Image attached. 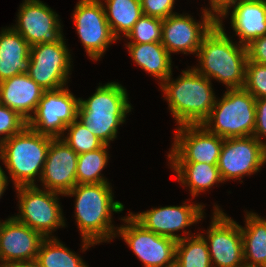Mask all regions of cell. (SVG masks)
Returning <instances> with one entry per match:
<instances>
[{"mask_svg": "<svg viewBox=\"0 0 266 267\" xmlns=\"http://www.w3.org/2000/svg\"><path fill=\"white\" fill-rule=\"evenodd\" d=\"M64 196L75 197L74 217L82 252L116 238L118 225L113 223L112 215L122 213L125 207L114 200L111 183L77 184Z\"/></svg>", "mask_w": 266, "mask_h": 267, "instance_id": "1", "label": "cell"}, {"mask_svg": "<svg viewBox=\"0 0 266 267\" xmlns=\"http://www.w3.org/2000/svg\"><path fill=\"white\" fill-rule=\"evenodd\" d=\"M223 23L217 22L203 38L195 55L198 64L192 67L209 80L222 83L226 89L243 88L248 61L247 48L226 34Z\"/></svg>", "mask_w": 266, "mask_h": 267, "instance_id": "2", "label": "cell"}, {"mask_svg": "<svg viewBox=\"0 0 266 267\" xmlns=\"http://www.w3.org/2000/svg\"><path fill=\"white\" fill-rule=\"evenodd\" d=\"M187 66L177 79L172 74L159 86L176 127L200 125L210 115L216 101L212 82Z\"/></svg>", "mask_w": 266, "mask_h": 267, "instance_id": "3", "label": "cell"}, {"mask_svg": "<svg viewBox=\"0 0 266 267\" xmlns=\"http://www.w3.org/2000/svg\"><path fill=\"white\" fill-rule=\"evenodd\" d=\"M128 97L126 88L119 82L99 83L89 98H79L77 120L101 142L110 145L133 109Z\"/></svg>", "mask_w": 266, "mask_h": 267, "instance_id": "4", "label": "cell"}, {"mask_svg": "<svg viewBox=\"0 0 266 267\" xmlns=\"http://www.w3.org/2000/svg\"><path fill=\"white\" fill-rule=\"evenodd\" d=\"M53 139L26 126L20 133L0 144V161L5 166L10 176L6 177L9 182H13L14 188L37 185Z\"/></svg>", "mask_w": 266, "mask_h": 267, "instance_id": "5", "label": "cell"}, {"mask_svg": "<svg viewBox=\"0 0 266 267\" xmlns=\"http://www.w3.org/2000/svg\"><path fill=\"white\" fill-rule=\"evenodd\" d=\"M256 98L244 88L226 89L202 125L221 138L253 136Z\"/></svg>", "mask_w": 266, "mask_h": 267, "instance_id": "6", "label": "cell"}, {"mask_svg": "<svg viewBox=\"0 0 266 267\" xmlns=\"http://www.w3.org/2000/svg\"><path fill=\"white\" fill-rule=\"evenodd\" d=\"M38 185L14 188L19 200V212L14 217L45 238L56 237L53 235L54 231L67 226L60 203V196L64 195L40 188Z\"/></svg>", "mask_w": 266, "mask_h": 267, "instance_id": "7", "label": "cell"}, {"mask_svg": "<svg viewBox=\"0 0 266 267\" xmlns=\"http://www.w3.org/2000/svg\"><path fill=\"white\" fill-rule=\"evenodd\" d=\"M116 237H121L144 267H174L177 241L145 229L130 213L121 217ZM124 222V223H123Z\"/></svg>", "mask_w": 266, "mask_h": 267, "instance_id": "8", "label": "cell"}, {"mask_svg": "<svg viewBox=\"0 0 266 267\" xmlns=\"http://www.w3.org/2000/svg\"><path fill=\"white\" fill-rule=\"evenodd\" d=\"M64 38L58 42L38 43L30 47L28 75L45 91L64 88L70 81L73 59Z\"/></svg>", "mask_w": 266, "mask_h": 267, "instance_id": "9", "label": "cell"}, {"mask_svg": "<svg viewBox=\"0 0 266 267\" xmlns=\"http://www.w3.org/2000/svg\"><path fill=\"white\" fill-rule=\"evenodd\" d=\"M186 200L188 203L183 201L179 206H159L136 214L130 211L129 213L145 229L178 241L198 233H191V230L187 231L186 228L188 229L191 225L194 226L206 217L205 204L190 202L192 199ZM181 230L184 236L178 234Z\"/></svg>", "mask_w": 266, "mask_h": 267, "instance_id": "10", "label": "cell"}, {"mask_svg": "<svg viewBox=\"0 0 266 267\" xmlns=\"http://www.w3.org/2000/svg\"><path fill=\"white\" fill-rule=\"evenodd\" d=\"M223 211L215 203L209 228L199 233L208 244L213 267H241L244 258L240 224Z\"/></svg>", "mask_w": 266, "mask_h": 267, "instance_id": "11", "label": "cell"}, {"mask_svg": "<svg viewBox=\"0 0 266 267\" xmlns=\"http://www.w3.org/2000/svg\"><path fill=\"white\" fill-rule=\"evenodd\" d=\"M201 19L197 21L188 13H175L163 19L161 44L167 52L197 55L203 38L217 24V16L201 8Z\"/></svg>", "mask_w": 266, "mask_h": 267, "instance_id": "12", "label": "cell"}, {"mask_svg": "<svg viewBox=\"0 0 266 267\" xmlns=\"http://www.w3.org/2000/svg\"><path fill=\"white\" fill-rule=\"evenodd\" d=\"M86 55L100 61L117 39L113 36L100 0H79L71 17Z\"/></svg>", "mask_w": 266, "mask_h": 267, "instance_id": "13", "label": "cell"}, {"mask_svg": "<svg viewBox=\"0 0 266 267\" xmlns=\"http://www.w3.org/2000/svg\"><path fill=\"white\" fill-rule=\"evenodd\" d=\"M79 97L69 87L45 91L27 126L52 138H61L66 127L77 119Z\"/></svg>", "mask_w": 266, "mask_h": 267, "instance_id": "14", "label": "cell"}, {"mask_svg": "<svg viewBox=\"0 0 266 267\" xmlns=\"http://www.w3.org/2000/svg\"><path fill=\"white\" fill-rule=\"evenodd\" d=\"M266 164V148L254 137L225 138L217 167L223 184L255 175Z\"/></svg>", "mask_w": 266, "mask_h": 267, "instance_id": "15", "label": "cell"}, {"mask_svg": "<svg viewBox=\"0 0 266 267\" xmlns=\"http://www.w3.org/2000/svg\"><path fill=\"white\" fill-rule=\"evenodd\" d=\"M168 162H197L217 165L224 138L209 132L202 124L176 127Z\"/></svg>", "mask_w": 266, "mask_h": 267, "instance_id": "16", "label": "cell"}, {"mask_svg": "<svg viewBox=\"0 0 266 267\" xmlns=\"http://www.w3.org/2000/svg\"><path fill=\"white\" fill-rule=\"evenodd\" d=\"M16 24L11 25L30 46L54 43L63 37L60 16L41 0H23L19 5Z\"/></svg>", "mask_w": 266, "mask_h": 267, "instance_id": "17", "label": "cell"}, {"mask_svg": "<svg viewBox=\"0 0 266 267\" xmlns=\"http://www.w3.org/2000/svg\"><path fill=\"white\" fill-rule=\"evenodd\" d=\"M78 154L60 138L51 141L38 187L65 195L77 185Z\"/></svg>", "mask_w": 266, "mask_h": 267, "instance_id": "18", "label": "cell"}, {"mask_svg": "<svg viewBox=\"0 0 266 267\" xmlns=\"http://www.w3.org/2000/svg\"><path fill=\"white\" fill-rule=\"evenodd\" d=\"M44 239L38 231L19 222L14 216L0 220V262L35 263Z\"/></svg>", "mask_w": 266, "mask_h": 267, "instance_id": "19", "label": "cell"}, {"mask_svg": "<svg viewBox=\"0 0 266 267\" xmlns=\"http://www.w3.org/2000/svg\"><path fill=\"white\" fill-rule=\"evenodd\" d=\"M229 16L240 45L247 46L266 35V0H235L217 15V22Z\"/></svg>", "mask_w": 266, "mask_h": 267, "instance_id": "20", "label": "cell"}, {"mask_svg": "<svg viewBox=\"0 0 266 267\" xmlns=\"http://www.w3.org/2000/svg\"><path fill=\"white\" fill-rule=\"evenodd\" d=\"M44 92L28 74H20L0 82V103L16 111L28 122Z\"/></svg>", "mask_w": 266, "mask_h": 267, "instance_id": "21", "label": "cell"}, {"mask_svg": "<svg viewBox=\"0 0 266 267\" xmlns=\"http://www.w3.org/2000/svg\"><path fill=\"white\" fill-rule=\"evenodd\" d=\"M30 45L12 27L0 31V82L20 74H28L31 58Z\"/></svg>", "mask_w": 266, "mask_h": 267, "instance_id": "22", "label": "cell"}, {"mask_svg": "<svg viewBox=\"0 0 266 267\" xmlns=\"http://www.w3.org/2000/svg\"><path fill=\"white\" fill-rule=\"evenodd\" d=\"M124 45L135 65L159 80V86L172 74V57L161 42Z\"/></svg>", "mask_w": 266, "mask_h": 267, "instance_id": "23", "label": "cell"}, {"mask_svg": "<svg viewBox=\"0 0 266 267\" xmlns=\"http://www.w3.org/2000/svg\"><path fill=\"white\" fill-rule=\"evenodd\" d=\"M168 165L175 173L177 182L188 189L192 198L223 183L217 165L197 162H169Z\"/></svg>", "mask_w": 266, "mask_h": 267, "instance_id": "24", "label": "cell"}, {"mask_svg": "<svg viewBox=\"0 0 266 267\" xmlns=\"http://www.w3.org/2000/svg\"><path fill=\"white\" fill-rule=\"evenodd\" d=\"M245 223L240 225L244 265L266 267V218L244 210Z\"/></svg>", "mask_w": 266, "mask_h": 267, "instance_id": "25", "label": "cell"}, {"mask_svg": "<svg viewBox=\"0 0 266 267\" xmlns=\"http://www.w3.org/2000/svg\"><path fill=\"white\" fill-rule=\"evenodd\" d=\"M113 36L117 40L133 29L134 24L143 15L140 0H100Z\"/></svg>", "mask_w": 266, "mask_h": 267, "instance_id": "26", "label": "cell"}, {"mask_svg": "<svg viewBox=\"0 0 266 267\" xmlns=\"http://www.w3.org/2000/svg\"><path fill=\"white\" fill-rule=\"evenodd\" d=\"M71 251L58 237L45 238L35 260L36 267H89L83 258Z\"/></svg>", "mask_w": 266, "mask_h": 267, "instance_id": "27", "label": "cell"}, {"mask_svg": "<svg viewBox=\"0 0 266 267\" xmlns=\"http://www.w3.org/2000/svg\"><path fill=\"white\" fill-rule=\"evenodd\" d=\"M109 146L104 144L97 150L78 154L77 184L111 183L102 172L110 159Z\"/></svg>", "mask_w": 266, "mask_h": 267, "instance_id": "28", "label": "cell"}, {"mask_svg": "<svg viewBox=\"0 0 266 267\" xmlns=\"http://www.w3.org/2000/svg\"><path fill=\"white\" fill-rule=\"evenodd\" d=\"M174 267H213L208 244L199 232L177 241Z\"/></svg>", "mask_w": 266, "mask_h": 267, "instance_id": "29", "label": "cell"}, {"mask_svg": "<svg viewBox=\"0 0 266 267\" xmlns=\"http://www.w3.org/2000/svg\"><path fill=\"white\" fill-rule=\"evenodd\" d=\"M60 139L77 154L94 151L104 145L103 142L87 130V127L77 119L66 127Z\"/></svg>", "mask_w": 266, "mask_h": 267, "instance_id": "30", "label": "cell"}, {"mask_svg": "<svg viewBox=\"0 0 266 267\" xmlns=\"http://www.w3.org/2000/svg\"><path fill=\"white\" fill-rule=\"evenodd\" d=\"M163 19L142 15L126 35L127 43H153L162 40Z\"/></svg>", "mask_w": 266, "mask_h": 267, "instance_id": "31", "label": "cell"}, {"mask_svg": "<svg viewBox=\"0 0 266 267\" xmlns=\"http://www.w3.org/2000/svg\"><path fill=\"white\" fill-rule=\"evenodd\" d=\"M243 88L256 99L266 98V64L247 61Z\"/></svg>", "mask_w": 266, "mask_h": 267, "instance_id": "32", "label": "cell"}, {"mask_svg": "<svg viewBox=\"0 0 266 267\" xmlns=\"http://www.w3.org/2000/svg\"><path fill=\"white\" fill-rule=\"evenodd\" d=\"M27 126V121L16 111L0 103V144L20 133Z\"/></svg>", "mask_w": 266, "mask_h": 267, "instance_id": "33", "label": "cell"}, {"mask_svg": "<svg viewBox=\"0 0 266 267\" xmlns=\"http://www.w3.org/2000/svg\"><path fill=\"white\" fill-rule=\"evenodd\" d=\"M143 15L166 19L174 12L176 0H140Z\"/></svg>", "mask_w": 266, "mask_h": 267, "instance_id": "34", "label": "cell"}, {"mask_svg": "<svg viewBox=\"0 0 266 267\" xmlns=\"http://www.w3.org/2000/svg\"><path fill=\"white\" fill-rule=\"evenodd\" d=\"M255 106L256 120L253 136L266 148V98L256 99Z\"/></svg>", "mask_w": 266, "mask_h": 267, "instance_id": "35", "label": "cell"}, {"mask_svg": "<svg viewBox=\"0 0 266 267\" xmlns=\"http://www.w3.org/2000/svg\"><path fill=\"white\" fill-rule=\"evenodd\" d=\"M246 48L249 61L266 64V35L253 40Z\"/></svg>", "mask_w": 266, "mask_h": 267, "instance_id": "36", "label": "cell"}, {"mask_svg": "<svg viewBox=\"0 0 266 267\" xmlns=\"http://www.w3.org/2000/svg\"><path fill=\"white\" fill-rule=\"evenodd\" d=\"M233 1L235 0H208L209 7L205 6V9L213 12L217 16Z\"/></svg>", "mask_w": 266, "mask_h": 267, "instance_id": "37", "label": "cell"}, {"mask_svg": "<svg viewBox=\"0 0 266 267\" xmlns=\"http://www.w3.org/2000/svg\"><path fill=\"white\" fill-rule=\"evenodd\" d=\"M4 168L0 165V199L4 195V192L8 189L9 181L6 177L7 173L3 170Z\"/></svg>", "mask_w": 266, "mask_h": 267, "instance_id": "38", "label": "cell"}, {"mask_svg": "<svg viewBox=\"0 0 266 267\" xmlns=\"http://www.w3.org/2000/svg\"><path fill=\"white\" fill-rule=\"evenodd\" d=\"M0 267H36L32 262H0Z\"/></svg>", "mask_w": 266, "mask_h": 267, "instance_id": "39", "label": "cell"}, {"mask_svg": "<svg viewBox=\"0 0 266 267\" xmlns=\"http://www.w3.org/2000/svg\"><path fill=\"white\" fill-rule=\"evenodd\" d=\"M241 267H252V266L242 265Z\"/></svg>", "mask_w": 266, "mask_h": 267, "instance_id": "40", "label": "cell"}]
</instances>
